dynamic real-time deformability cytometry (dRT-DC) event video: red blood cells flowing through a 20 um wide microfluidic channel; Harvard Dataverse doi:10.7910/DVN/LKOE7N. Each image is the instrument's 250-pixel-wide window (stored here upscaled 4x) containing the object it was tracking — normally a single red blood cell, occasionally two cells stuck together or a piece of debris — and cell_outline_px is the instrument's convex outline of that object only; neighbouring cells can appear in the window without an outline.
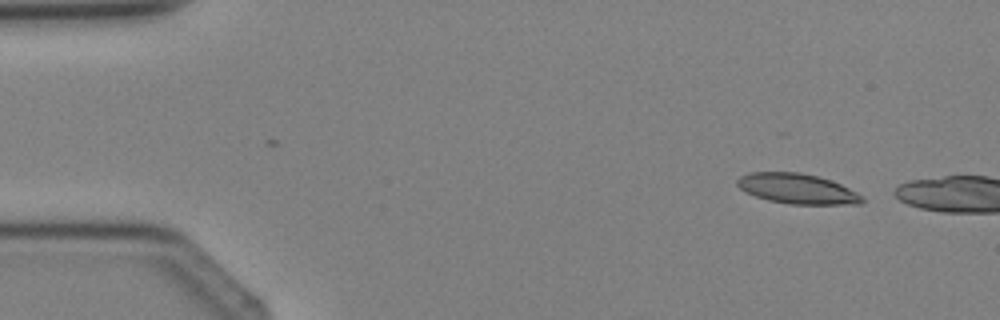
{"species": "Egyptian fruit bat (a non-hibernating species)", "species_latin": "Rousettus aegyptiacus", "temperature_condition": "cold", "stored_images_in_passage": 2, "camera_frame_rate_fps": 3000, "um_per_image_px": 0.085, "animal": {"sex": "female"}, "frame": {"image": 1, "passage_image": 1, "time_ms": 0.0, "image_size_px": [1000, 320], "cell_outline_px": [[864, 200], [860, 204], [788, 204], [768, 200], [756, 196], [740, 188], [736, 184], [736, 180], [740, 176], [748, 172], [800, 172], [832, 180], [864, 196]], "centroid_in_image_um": [67.77, 16.04], "position_along_channel_um": 17.2, "area_um2": 21.91}}